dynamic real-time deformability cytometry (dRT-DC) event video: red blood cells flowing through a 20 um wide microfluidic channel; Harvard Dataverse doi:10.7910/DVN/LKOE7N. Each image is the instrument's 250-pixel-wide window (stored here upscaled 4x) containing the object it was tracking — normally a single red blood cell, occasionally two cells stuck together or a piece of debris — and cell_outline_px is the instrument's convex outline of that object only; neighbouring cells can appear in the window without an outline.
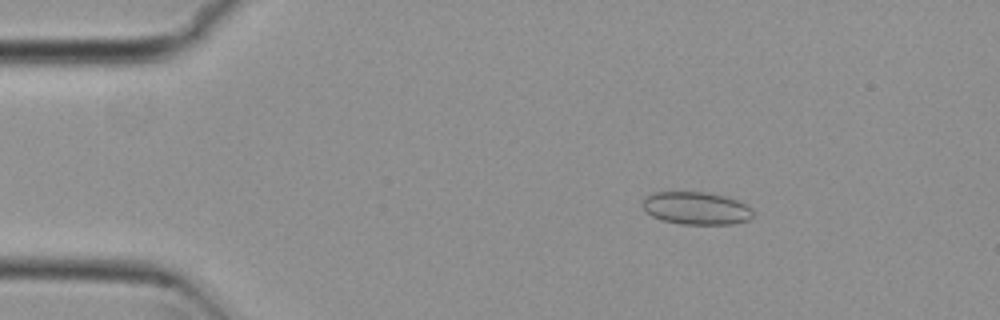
{"species": "common noctule bat (a hibernating species)", "species_latin": "Nyctalus noctula", "temperature_condition": "cold", "stored_images_in_passage": 55, "camera_frame_rate_fps": 3000, "um_per_image_px": 0.085, "animal": {"sex": "female", "body_mass_g": 29.2, "forearm_length_mm": 56.3}, "frame": {"image": 1, "passage_image": 9, "time_ms": 2.667, "image_size_px": [1000, 320], "cell_outline_px": [[752, 216], [748, 220], [732, 224], [680, 224], [660, 220], [652, 216], [640, 204], [644, 196], [652, 192], [704, 192], [724, 196], [736, 200], [752, 208]], "centroid_in_image_um": [59.12, 17.7], "position_along_channel_um": 25.9, "area_um2": 21.1}}
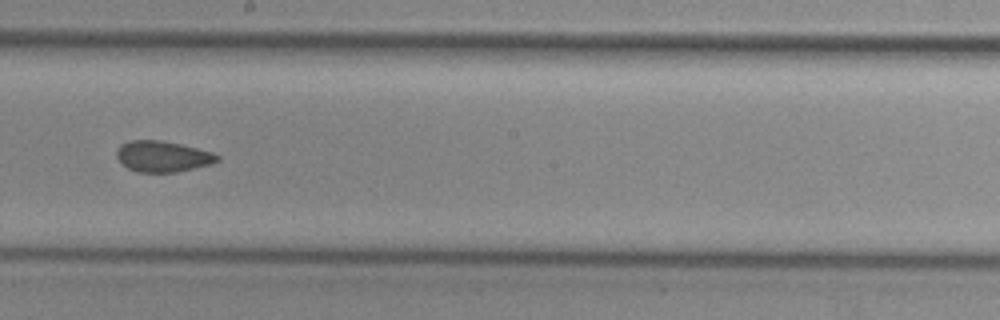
{"frame": {"image": 2, "passage_image": 31, "time_ms": 10.0, "image_size_px": [1000, 320], "cell_outline_px": [[220, 160], [212, 164], [176, 172], [136, 172], [128, 168], [116, 156], [116, 152], [120, 144], [128, 140], [160, 140], [180, 144], [212, 152], [220, 156]], "centroid_in_image_um": [13.83, 13.29], "position_along_channel_um": 234.4, "area_um2": 18.15}}
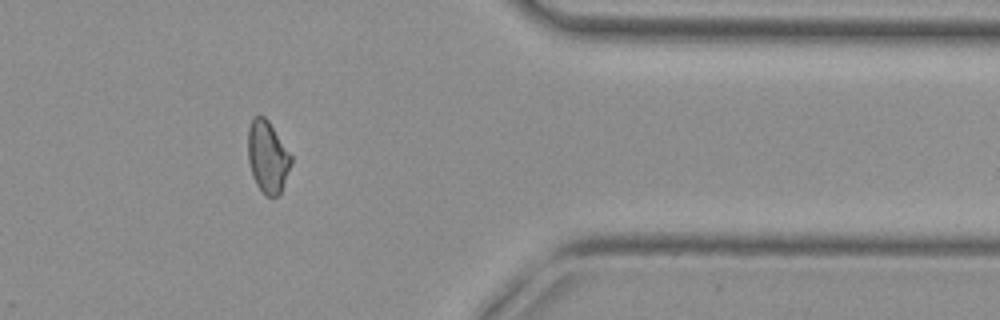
{"frame": {"image": 3, "passage_image": 45, "time_ms": 14.667, "image_size_px": [1000, 320], "cell_outline_px": [[292, 160], [280, 192], [276, 196], [268, 196], [256, 184], [252, 176], [248, 160], [248, 128], [252, 120], [256, 116], [264, 116], [268, 120], [292, 156]], "centroid_in_image_um": [22.73, 13.3], "position_along_channel_um": 388.7, "area_um2": 17.69}, "authors_computed_cell_mechanics": {"area_um2": 18.496, "velocity_mm_per_s": 3.7414, "shape_relaxation_time_tau1_ms": 2.2794, "shape_relaxation_time_tau2_ms": null, "deformation_change_tau1": 0.124, "deformation_change_tau2": null}}